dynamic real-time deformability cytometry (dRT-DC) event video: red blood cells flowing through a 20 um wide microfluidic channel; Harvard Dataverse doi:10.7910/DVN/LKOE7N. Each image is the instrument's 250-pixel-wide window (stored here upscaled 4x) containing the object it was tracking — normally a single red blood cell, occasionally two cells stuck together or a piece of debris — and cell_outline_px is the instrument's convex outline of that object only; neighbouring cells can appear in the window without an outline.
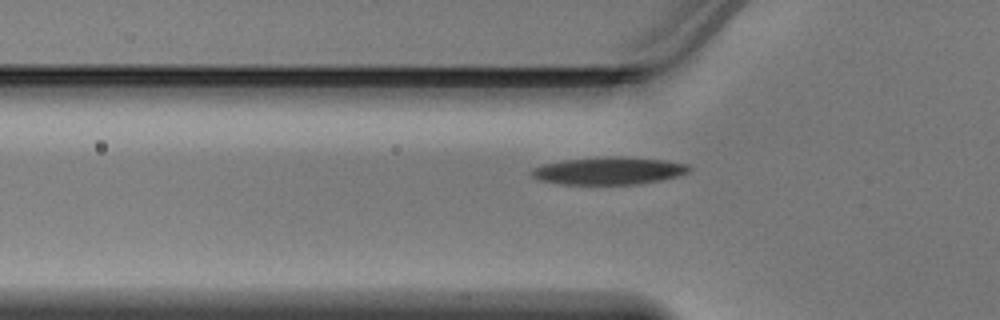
{"species": "Egyptian fruit bat (a non-hibernating species)", "species_latin": "Rousettus aegyptiacus", "temperature_condition": "warm", "stored_images_in_passage": 35, "camera_frame_rate_fps": 3000, "um_per_image_px": 0.085, "animal": {"sex": "male"}, "frame": {"image": 1, "passage_image": 8, "time_ms": 2.333, "image_size_px": [1000, 320], "cell_outline_px": [[692, 168], [688, 172], [676, 176], [660, 180], [640, 184], [560, 184], [540, 180], [532, 176], [532, 168], [544, 164], [564, 160], [604, 156], [620, 156], [668, 160], [688, 164]], "centroid_in_image_um": [51.78, 14.5], "position_along_channel_um": 74.0, "area_um2": 25.32}}
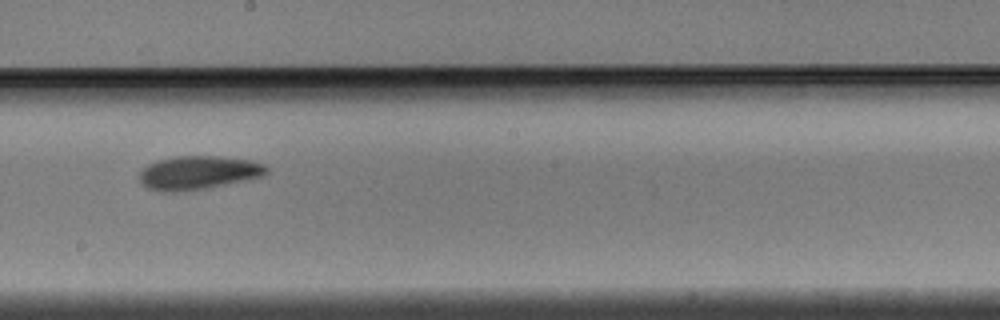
{"frame": {"image": 2, "passage_image": 19, "time_ms": 6.0, "image_size_px": [1000, 320], "cell_outline_px": [[268, 172], [264, 176], [208, 188], [184, 192], [160, 192], [148, 188], [140, 180], [140, 172], [148, 164], [156, 160], [176, 156], [220, 156], [252, 160], [264, 164], [268, 168]], "centroid_in_image_um": [16.87, 14.68], "position_along_channel_um": 231.3, "area_um2": 25.14}}
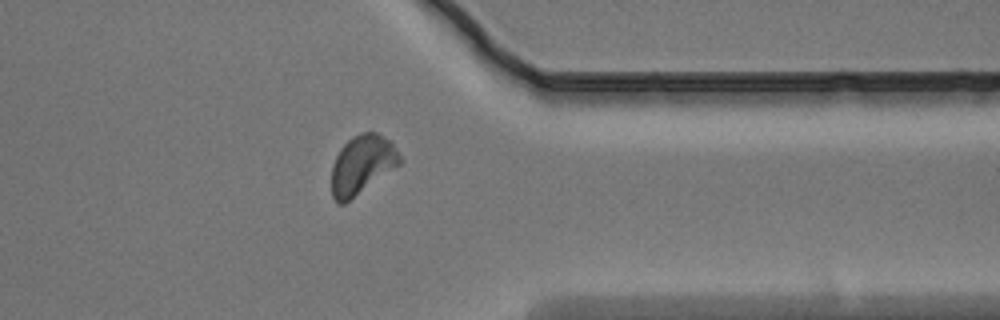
{"frame": {"image": 3, "passage_image": 30, "time_ms": 9.667, "image_size_px": [1000, 320], "cell_outline_px": [[400, 164], [344, 204], [336, 204], [332, 196], [332, 164], [340, 148], [352, 136], [360, 132], [376, 132], [384, 136], [392, 144], [400, 156]], "centroid_in_image_um": [30.73, 13.99], "position_along_channel_um": 380.7, "area_um2": 23.18}}